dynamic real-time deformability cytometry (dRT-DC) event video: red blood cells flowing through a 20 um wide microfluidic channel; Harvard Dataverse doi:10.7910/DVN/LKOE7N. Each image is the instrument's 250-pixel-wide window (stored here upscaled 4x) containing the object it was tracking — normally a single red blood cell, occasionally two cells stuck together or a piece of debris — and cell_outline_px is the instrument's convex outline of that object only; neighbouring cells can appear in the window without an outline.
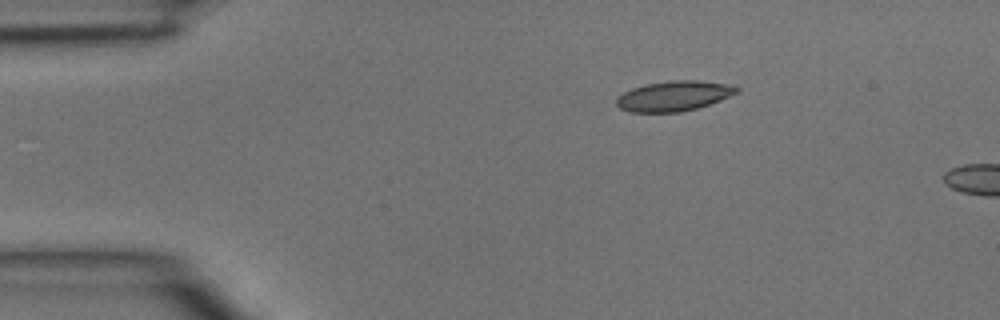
{"species": "common noctule bat (a hibernating species)", "species_latin": "Nyctalus noctula", "temperature_condition": "room temperature", "stored_images_in_passage": 4, "camera_frame_rate_fps": 3000, "um_per_image_px": 0.085, "animal": {"sex": "male", "body_mass_g": 15.6}, "frame": {"image": 1, "passage_image": 4, "time_ms": 1.0, "image_size_px": [1000, 320], "cell_outline_px": [[740, 92], [720, 100], [696, 108], [680, 112], [632, 112], [620, 108], [616, 104], [616, 96], [632, 88], [644, 84], [672, 80], [696, 80], [728, 84], [740, 88]], "centroid_in_image_um": [57.27, 8.15], "position_along_channel_um": 27.7, "area_um2": 21.1}}